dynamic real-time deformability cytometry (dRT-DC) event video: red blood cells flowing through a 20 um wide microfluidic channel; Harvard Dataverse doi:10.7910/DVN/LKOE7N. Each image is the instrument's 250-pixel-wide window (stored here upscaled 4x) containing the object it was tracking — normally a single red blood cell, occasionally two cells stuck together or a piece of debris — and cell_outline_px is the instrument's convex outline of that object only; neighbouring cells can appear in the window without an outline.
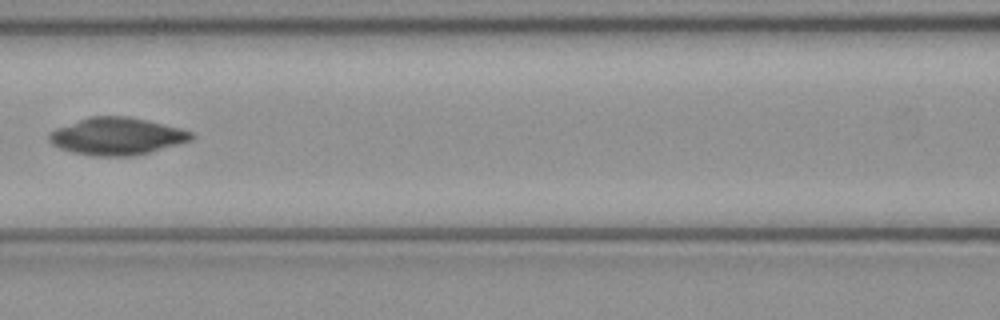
{"species": "common noctule bat (a hibernating species)", "species_latin": "Nyctalus noctula", "temperature_condition": "cold", "stored_images_in_passage": 8, "camera_frame_rate_fps": 3000, "um_per_image_px": 0.085, "animal": {"sex": "female", "body_mass_g": 21.9}, "frame": {"image": 1, "passage_image": 7, "time_ms": 2.0, "image_size_px": [1000, 320], "cell_outline_px": [[196, 136], [192, 140], [148, 152], [132, 156], [92, 156], [72, 152], [60, 148], [52, 144], [48, 140], [48, 136], [56, 128], [88, 116], [128, 116], [148, 120], [180, 128], [192, 132]], "centroid_in_image_um": [9.93, 11.57], "position_along_channel_um": 156.7, "area_um2": 30.87}}
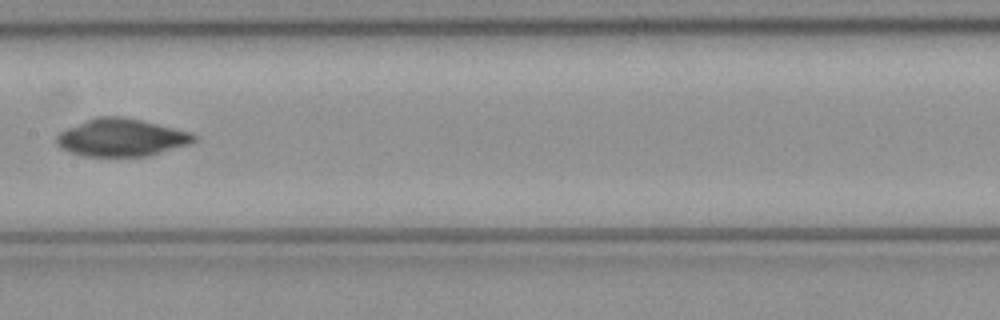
{"frame": {"image": 2, "passage_image": 8, "time_ms": 2.333, "image_size_px": [1000, 320], "cell_outline_px": [[196, 140], [188, 144], [152, 156], [88, 156], [72, 152], [60, 148], [56, 144], [56, 136], [60, 132], [68, 128], [88, 120], [100, 116], [120, 116], [140, 120], [192, 132], [196, 136]], "centroid_in_image_um": [10.35, 11.7], "position_along_channel_um": 197.1, "area_um2": 29.82}}